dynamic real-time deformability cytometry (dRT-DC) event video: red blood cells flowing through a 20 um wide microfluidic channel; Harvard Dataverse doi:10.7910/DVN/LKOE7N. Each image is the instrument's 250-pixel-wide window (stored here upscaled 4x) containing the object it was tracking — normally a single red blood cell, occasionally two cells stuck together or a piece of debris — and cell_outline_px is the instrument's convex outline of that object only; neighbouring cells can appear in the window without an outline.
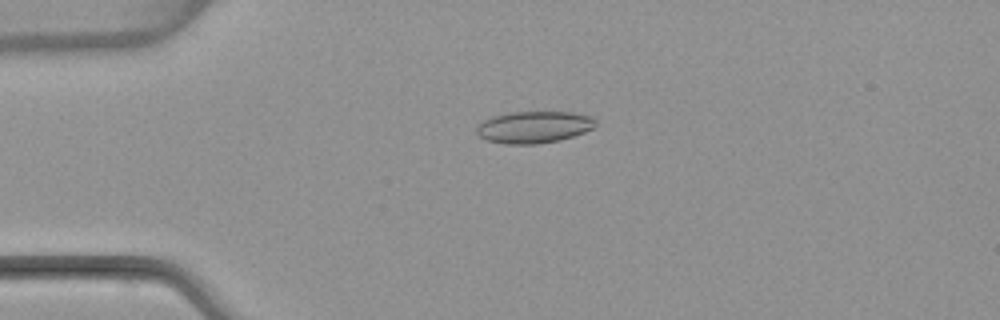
{"species": "common noctule bat (a hibernating species)", "species_latin": "Nyctalus noctula", "temperature_condition": "warm", "stored_images_in_passage": 5, "camera_frame_rate_fps": 3000, "um_per_image_px": 0.085, "animal": {"sex": "female", "body_mass_g": 22.7, "forearm_length_mm": 54.2}, "frame": {"image": 1, "passage_image": 2, "time_ms": 2.0, "image_size_px": [1000, 320], "cell_outline_px": [[596, 128], [560, 140], [536, 144], [504, 144], [488, 140], [480, 136], [476, 132], [476, 128], [484, 120], [492, 116], [512, 112], [572, 112], [596, 116]], "centroid_in_image_um": [45.44, 10.79], "position_along_channel_um": 39.6, "area_um2": 22.25}}
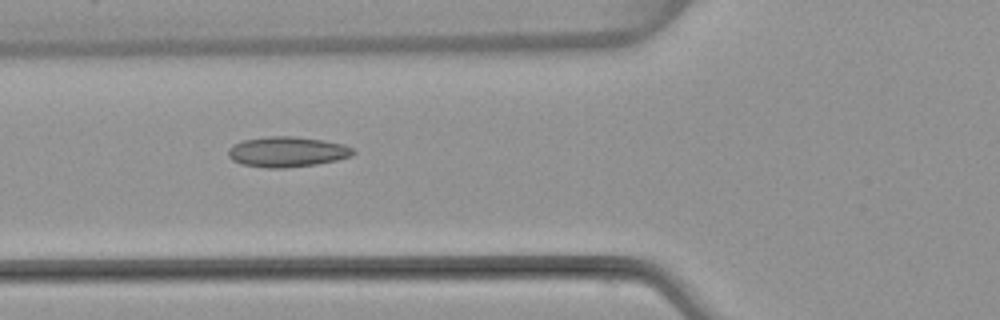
{"frame": {"image": 2, "passage_image": 4, "time_ms": 4.333, "image_size_px": [1000, 320], "cell_outline_px": [[356, 152], [352, 156], [336, 160], [316, 164], [284, 168], [268, 168], [240, 164], [232, 160], [228, 156], [228, 148], [232, 144], [244, 140], [268, 136], [296, 136], [324, 140], [344, 144], [352, 148]], "centroid_in_image_um": [24.39, 12.9], "position_along_channel_um": 101.4, "area_um2": 22.25}}
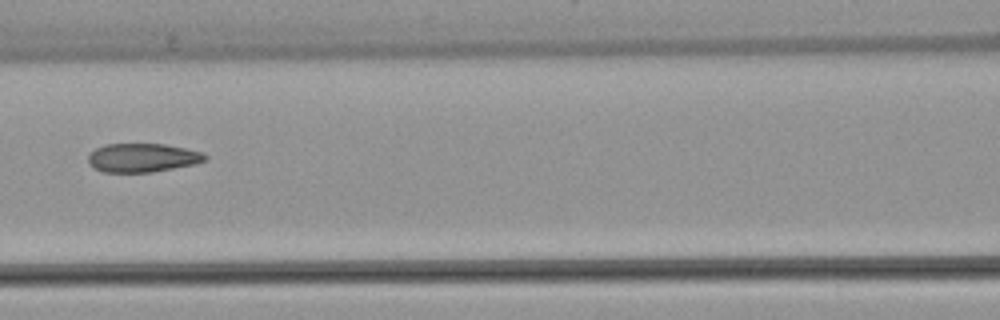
{"frame": {"image": 3, "passage_image": 5, "time_ms": 5.667, "image_size_px": [1000, 320], "cell_outline_px": [[208, 160], [192, 164], [152, 172], [104, 172], [88, 164], [88, 156], [96, 148], [104, 144], [164, 144], [204, 152], [208, 156]], "centroid_in_image_um": [12.12, 13.4], "position_along_channel_um": 154.5, "area_um2": 19.48}}